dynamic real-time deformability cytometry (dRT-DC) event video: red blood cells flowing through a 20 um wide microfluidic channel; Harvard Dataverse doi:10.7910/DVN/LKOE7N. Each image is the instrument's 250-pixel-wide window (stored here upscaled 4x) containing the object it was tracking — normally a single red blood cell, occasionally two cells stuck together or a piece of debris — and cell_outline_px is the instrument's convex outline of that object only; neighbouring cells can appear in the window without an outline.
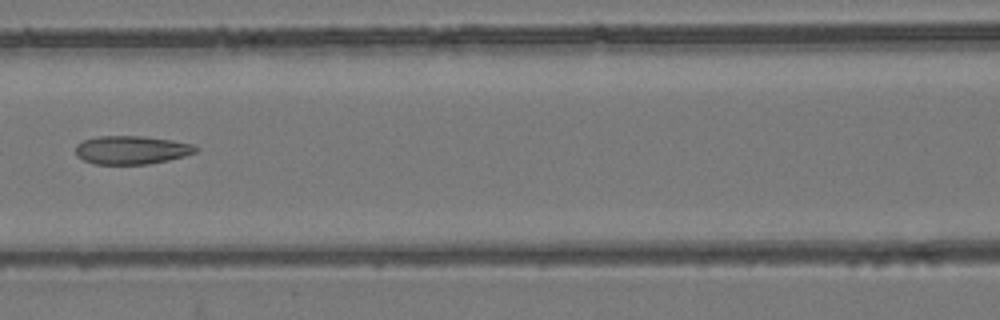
{"species": "common noctule bat (a hibernating species)", "species_latin": "Nyctalus noctula", "temperature_condition": "room temperature", "stored_images_in_passage": 6, "camera_frame_rate_fps": 3000, "um_per_image_px": 0.085, "animal": {"sex": "female", "body_mass_g": 24.6, "forearm_length_mm": 56.2}, "frame": {"image": 1, "passage_image": 6, "time_ms": 6.667, "image_size_px": [1000, 320], "cell_outline_px": [[196, 152], [184, 156], [168, 160], [148, 164], [96, 164], [84, 160], [76, 156], [76, 144], [84, 140], [96, 136], [144, 136], [172, 140], [192, 144], [196, 148]], "centroid_in_image_um": [11.15, 12.74], "position_along_channel_um": 155.4, "area_um2": 19.83}}